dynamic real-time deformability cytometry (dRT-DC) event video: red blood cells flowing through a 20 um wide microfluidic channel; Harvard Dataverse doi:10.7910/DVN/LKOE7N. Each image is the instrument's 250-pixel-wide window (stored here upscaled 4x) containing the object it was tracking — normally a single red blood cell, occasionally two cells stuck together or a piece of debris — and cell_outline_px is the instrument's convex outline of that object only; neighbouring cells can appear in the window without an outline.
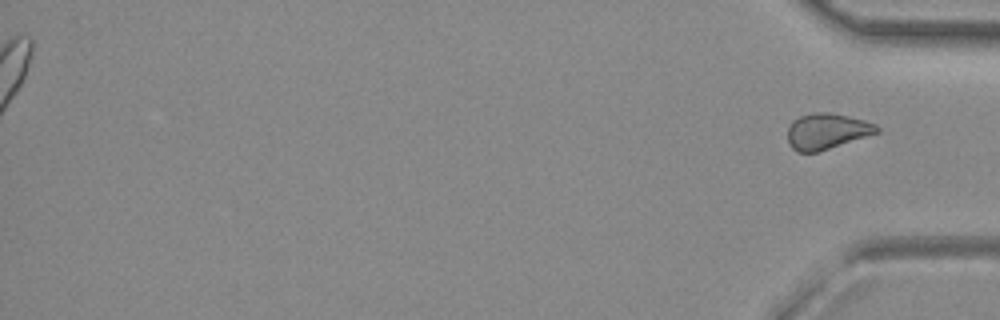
{"species": "common noctule bat (a hibernating species)", "species_latin": "Nyctalus noctula", "temperature_condition": "room temperature", "stored_images_in_passage": 51, "segment_of_instrument_passage": [2, 2], "camera_frame_rate_fps": 3000, "um_per_image_px": 0.085, "animal": {"sex": "female", "body_mass_g": 29.2, "forearm_length_mm": 56.3}, "frame": {"image": 1, "passage_image": 51, "time_ms": 16.667, "image_size_px": [1000, 320], "cell_outline_px": [[880, 132], [820, 152], [796, 152], [788, 144], [788, 128], [792, 120], [800, 116], [812, 112], [828, 112], [848, 116], [864, 120], [876, 124], [880, 128]], "centroid_in_image_um": [70.28, 11.16], "position_along_channel_um": 364.9, "area_um2": 18.9}}